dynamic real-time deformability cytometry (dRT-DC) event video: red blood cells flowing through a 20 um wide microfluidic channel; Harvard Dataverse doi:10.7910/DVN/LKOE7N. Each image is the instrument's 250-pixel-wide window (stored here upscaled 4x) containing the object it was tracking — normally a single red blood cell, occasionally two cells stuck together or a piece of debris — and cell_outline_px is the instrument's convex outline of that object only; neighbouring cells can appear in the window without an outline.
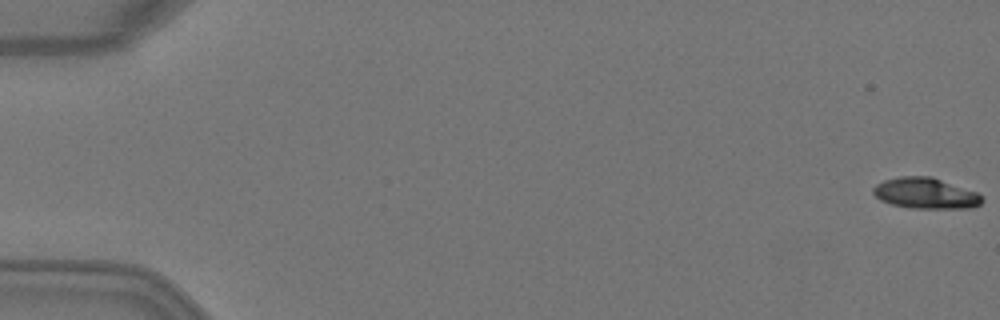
{"species": "Egyptian fruit bat (a non-hibernating species)", "species_latin": "Rousettus aegyptiacus", "temperature_condition": "warm", "stored_images_in_passage": 5, "camera_frame_rate_fps": 3000, "um_per_image_px": 0.085, "animal": {"sex": "female"}, "frame": {"image": 1, "passage_image": 1, "time_ms": 0.0, "image_size_px": [1000, 320], "cell_outline_px": [[984, 200], [980, 204], [972, 208], [908, 208], [892, 204], [880, 200], [872, 192], [872, 188], [876, 184], [884, 180], [900, 176], [932, 176], [976, 192]], "centroid_in_image_um": [78.65, 16.42], "position_along_channel_um": 6.4, "area_um2": 19.59}}